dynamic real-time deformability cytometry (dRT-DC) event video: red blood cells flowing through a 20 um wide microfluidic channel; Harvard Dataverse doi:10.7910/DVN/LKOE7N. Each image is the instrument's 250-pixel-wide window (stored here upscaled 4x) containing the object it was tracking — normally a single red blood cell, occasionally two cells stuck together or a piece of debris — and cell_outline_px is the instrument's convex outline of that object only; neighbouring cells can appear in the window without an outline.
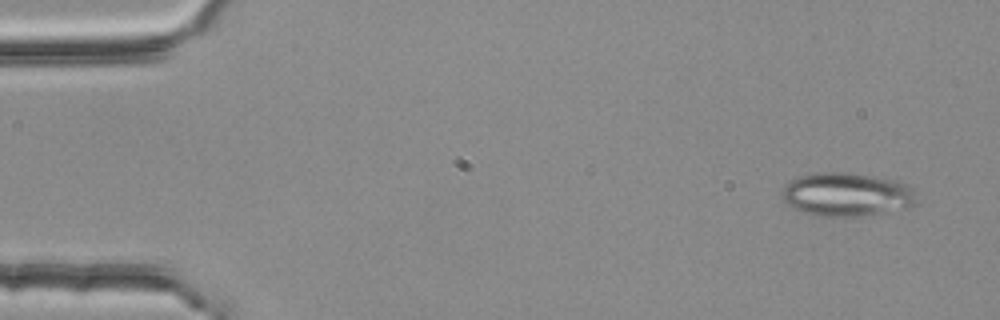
{"species": "common noctule bat (a hibernating species)", "species_latin": "Nyctalus noctula", "temperature_condition": "room temperature", "stored_images_in_passage": 3, "camera_frame_rate_fps": 3000, "um_per_image_px": 0.085, "animal": {"sex": "female", "body_mass_g": 25.1}, "frame": {"image": 1, "passage_image": 1, "time_ms": 0.0, "image_size_px": [1000, 320], "cell_outline_px": [[920, 204], [904, 208], [884, 212], [860, 216], [820, 216], [804, 212], [792, 208], [780, 196], [780, 192], [792, 180], [800, 176], [812, 172], [844, 172], [872, 176], [896, 180], [908, 184], [912, 188]], "centroid_in_image_um": [71.99, 16.53], "position_along_channel_um": 13.0, "area_um2": 34.33}}